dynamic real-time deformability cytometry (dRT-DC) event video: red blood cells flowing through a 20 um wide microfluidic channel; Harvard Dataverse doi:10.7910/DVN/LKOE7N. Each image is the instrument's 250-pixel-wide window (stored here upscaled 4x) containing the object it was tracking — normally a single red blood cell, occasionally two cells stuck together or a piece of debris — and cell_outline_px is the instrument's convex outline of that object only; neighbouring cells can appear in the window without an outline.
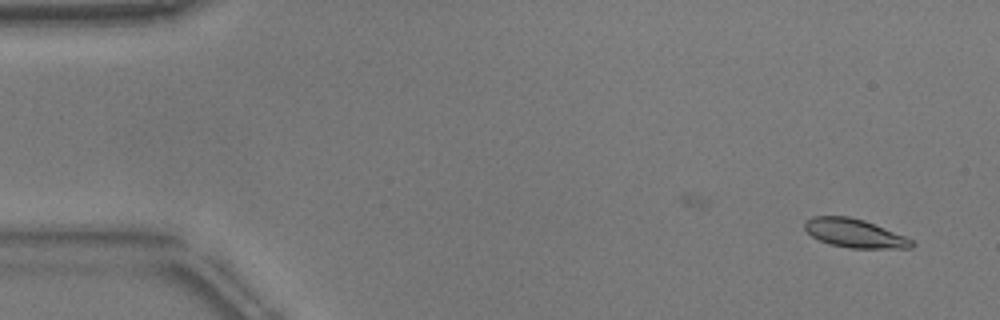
{"species": "common noctule bat (a hibernating species)", "species_latin": "Nyctalus noctula", "temperature_condition": "warm", "stored_images_in_passage": 14, "camera_frame_rate_fps": 3000, "um_per_image_px": 0.085, "animal": {"sex": "male", "body_mass_g": 17.9}, "frame": {"image": 1, "passage_image": 2, "time_ms": 0.333, "image_size_px": [1000, 320], "cell_outline_px": [[916, 244], [912, 248], [848, 248], [828, 244], [812, 236], [804, 228], [804, 224], [812, 216], [848, 216], [864, 220], [904, 236], [912, 240]], "centroid_in_image_um": [72.64, 19.83], "position_along_channel_um": 12.4, "area_um2": 17.74}}